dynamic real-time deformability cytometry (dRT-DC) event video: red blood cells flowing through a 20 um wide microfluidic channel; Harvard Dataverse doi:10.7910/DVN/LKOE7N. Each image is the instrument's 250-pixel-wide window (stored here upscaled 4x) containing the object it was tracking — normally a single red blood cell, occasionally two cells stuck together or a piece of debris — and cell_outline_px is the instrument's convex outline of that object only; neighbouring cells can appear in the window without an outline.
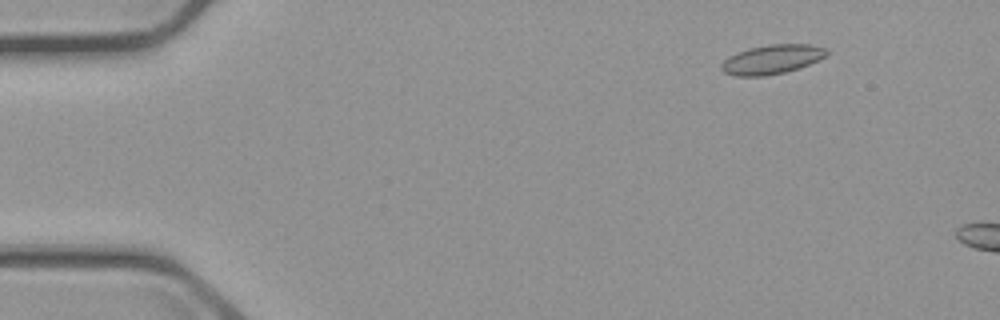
{"species": "common noctule bat (a hibernating species)", "species_latin": "Nyctalus noctula", "temperature_condition": "cold", "stored_images_in_passage": 3, "camera_frame_rate_fps": 3000, "um_per_image_px": 0.085, "animal": {"sex": "male", "body_mass_g": 23.1, "forearm_length_mm": 52.7}, "frame": {"image": 1, "passage_image": 2, "time_ms": 1.0, "image_size_px": [1000, 320], "cell_outline_px": [[828, 56], [800, 68], [784, 72], [764, 76], [736, 76], [724, 72], [720, 68], [720, 64], [728, 56], [736, 52], [748, 48], [768, 44], [812, 44], [828, 48]], "centroid_in_image_um": [65.63, 5.03], "position_along_channel_um": 19.4, "area_um2": 18.26}}